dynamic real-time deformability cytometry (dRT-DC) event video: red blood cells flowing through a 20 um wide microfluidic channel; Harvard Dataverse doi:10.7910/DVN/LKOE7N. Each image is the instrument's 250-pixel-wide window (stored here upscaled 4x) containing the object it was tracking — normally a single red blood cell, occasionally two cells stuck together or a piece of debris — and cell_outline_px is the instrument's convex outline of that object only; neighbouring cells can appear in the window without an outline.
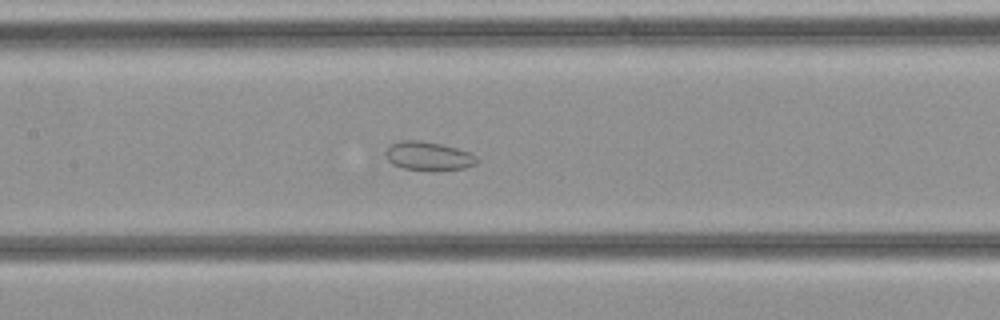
{"species": "common noctule bat (a hibernating species)", "species_latin": "Nyctalus noctula", "temperature_condition": "cold", "stored_images_in_passage": 35, "camera_frame_rate_fps": 3000, "um_per_image_px": 0.085, "animal": {"sex": "female", "body_mass_g": 21.9}, "frame": {"image": 1, "passage_image": 16, "time_ms": 5.0, "image_size_px": [1000, 320], "cell_outline_px": [[476, 164], [464, 168], [436, 172], [404, 168], [392, 164], [388, 160], [384, 152], [392, 144], [400, 140], [420, 140], [440, 144], [456, 148], [468, 152], [476, 156]], "centroid_in_image_um": [36.4, 13.28], "position_along_channel_um": 171.0, "area_um2": 15.37}}
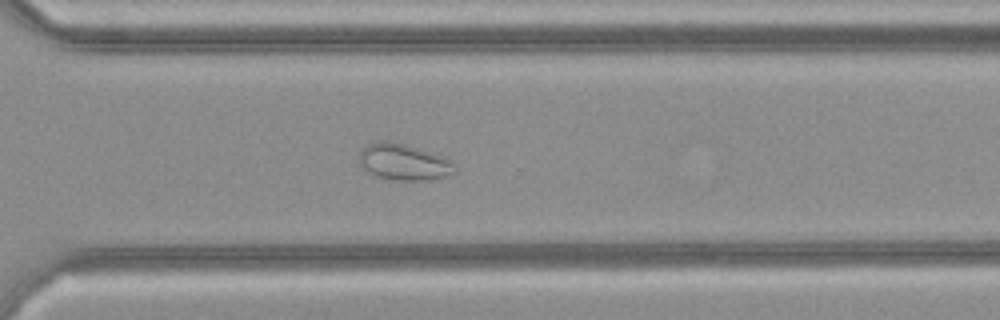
{"frame": {"image": 2, "passage_image": 25, "time_ms": 8.0, "image_size_px": [1000, 320], "cell_outline_px": [[456, 172], [444, 176], [424, 180], [396, 180], [376, 176], [364, 168], [360, 164], [360, 152], [368, 144], [384, 140], [400, 144], [444, 156], [452, 164]], "centroid_in_image_um": [34.29, 13.78], "position_along_channel_um": 336.3, "area_um2": 19.48}}